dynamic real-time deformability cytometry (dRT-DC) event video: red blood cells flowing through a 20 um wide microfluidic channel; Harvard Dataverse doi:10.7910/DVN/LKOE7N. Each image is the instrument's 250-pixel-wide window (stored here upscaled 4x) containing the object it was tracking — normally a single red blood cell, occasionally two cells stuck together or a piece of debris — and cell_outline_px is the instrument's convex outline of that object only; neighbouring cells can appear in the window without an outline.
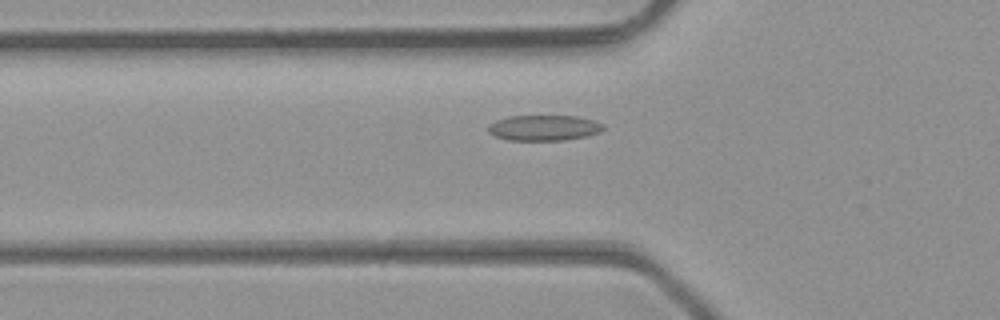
{"species": "common noctule bat (a hibernating species)", "species_latin": "Nyctalus noctula", "temperature_condition": "room temperature", "stored_images_in_passage": 44, "camera_frame_rate_fps": 3000, "um_per_image_px": 0.085, "animal": {"sex": "male", "body_mass_g": 23.1, "forearm_length_mm": 52.7}, "frame": {"image": 1, "passage_image": 13, "time_ms": 4.0, "image_size_px": [1000, 320], "cell_outline_px": [[604, 128], [600, 132], [584, 136], [564, 140], [508, 140], [496, 136], [488, 132], [488, 124], [496, 120], [508, 116], [580, 116], [596, 120], [604, 124]], "centroid_in_image_um": [46.25, 10.85], "position_along_channel_um": 79.6, "area_um2": 17.22}}
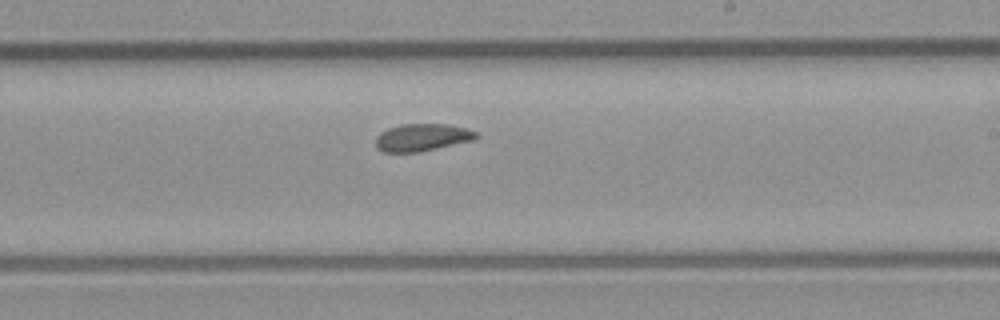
{"frame": {"image": 2, "passage_image": 25, "time_ms": 8.0, "image_size_px": [1000, 320], "cell_outline_px": [[480, 136], [476, 140], [420, 152], [384, 152], [376, 148], [376, 136], [380, 132], [388, 128], [400, 124], [448, 124], [464, 128], [476, 132]], "centroid_in_image_um": [35.89, 11.68], "position_along_channel_um": 253.1, "area_um2": 16.24}}
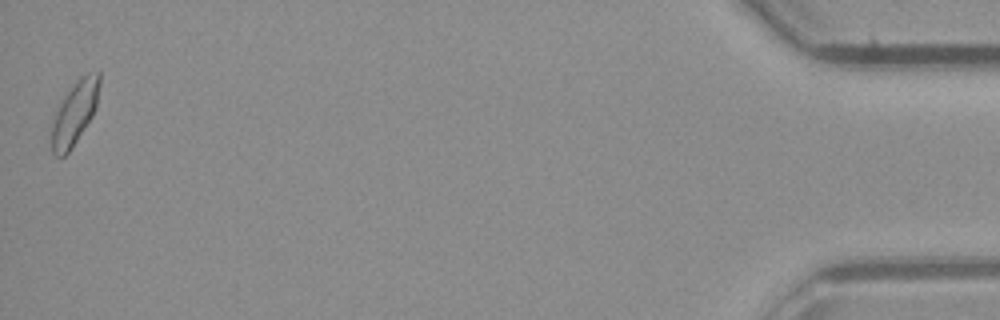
{"frame": {"image": 3, "passage_image": 44, "time_ms": 14.333, "image_size_px": [1000, 320], "cell_outline_px": [[100, 84], [96, 108], [92, 116], [68, 152], [64, 156], [56, 156], [52, 152], [52, 120], [64, 96], [72, 84], [80, 76], [88, 72], [100, 72]], "centroid_in_image_um": [6.36, 9.54], "position_along_channel_um": 428.8, "area_um2": 17.46}, "authors_computed_cell_mechanics": {"area_um2": 16.6175, "velocity_mm_per_s": 4.3206, "shape_relaxation_time_tau1_ms": 8.8493, "shape_relaxation_time_tau2_ms": 2.2708, "deformation_change_tau1": 0.1429, "deformation_change_tau2": 0.069}}